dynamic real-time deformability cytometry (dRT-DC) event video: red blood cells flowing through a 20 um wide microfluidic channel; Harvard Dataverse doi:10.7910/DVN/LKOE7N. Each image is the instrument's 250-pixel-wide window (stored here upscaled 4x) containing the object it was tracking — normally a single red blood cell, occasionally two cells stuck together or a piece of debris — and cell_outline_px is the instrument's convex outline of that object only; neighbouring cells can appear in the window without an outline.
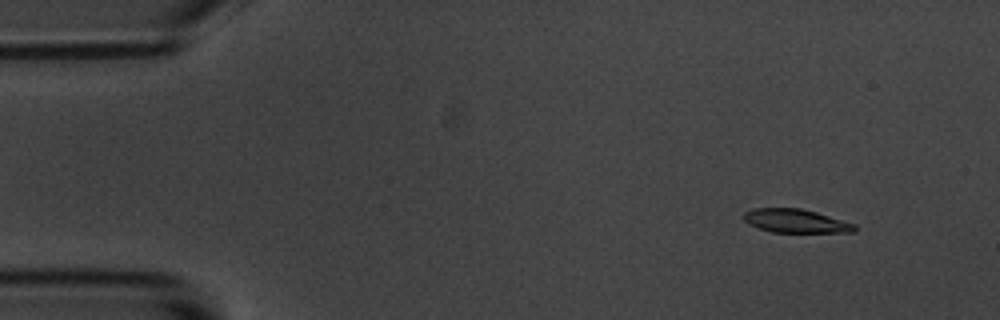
{"species": "common noctule bat (a hibernating species)", "species_latin": "Nyctalus noctula", "temperature_condition": "room temperature", "stored_images_in_passage": 6, "segment_of_instrument_passage": [1, 2], "camera_frame_rate_fps": 3000, "um_per_image_px": 0.085, "animal": {"sex": "male", "body_mass_g": 20.1, "forearm_length_mm": 53.5}, "frame": {"image": 1, "passage_image": 2, "time_ms": 1.333, "image_size_px": [1000, 320], "cell_outline_px": [[856, 232], [772, 232], [748, 224], [744, 220], [744, 212], [752, 208], [800, 208], [816, 212], [856, 224]], "centroid_in_image_um": [67.63, 18.78], "position_along_channel_um": 17.4, "area_um2": 15.2}}